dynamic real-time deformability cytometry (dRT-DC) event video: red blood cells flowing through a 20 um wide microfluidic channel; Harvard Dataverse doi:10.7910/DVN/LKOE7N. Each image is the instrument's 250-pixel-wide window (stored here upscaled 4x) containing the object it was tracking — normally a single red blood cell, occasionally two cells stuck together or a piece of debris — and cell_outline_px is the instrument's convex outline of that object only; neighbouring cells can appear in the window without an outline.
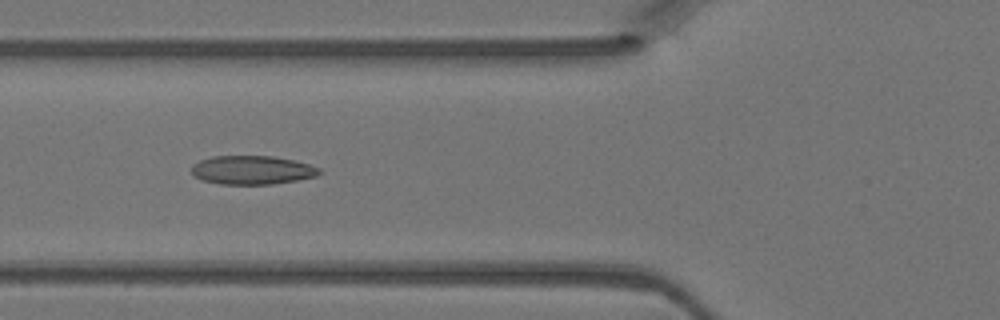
{"species": "Egyptian fruit bat (a non-hibernating species)", "species_latin": "Rousettus aegyptiacus", "temperature_condition": "warm", "stored_images_in_passage": 5, "camera_frame_rate_fps": 3000, "um_per_image_px": 0.085, "animal": {"sex": "female"}, "frame": {"image": 1, "passage_image": 5, "time_ms": 1.333, "image_size_px": [1000, 320], "cell_outline_px": [[324, 172], [316, 176], [296, 180], [272, 184], [220, 184], [200, 180], [192, 172], [192, 164], [200, 160], [212, 156], [272, 156], [292, 160], [308, 164], [320, 168]], "centroid_in_image_um": [21.43, 14.45], "position_along_channel_um": 104.4, "area_um2": 21.39}}